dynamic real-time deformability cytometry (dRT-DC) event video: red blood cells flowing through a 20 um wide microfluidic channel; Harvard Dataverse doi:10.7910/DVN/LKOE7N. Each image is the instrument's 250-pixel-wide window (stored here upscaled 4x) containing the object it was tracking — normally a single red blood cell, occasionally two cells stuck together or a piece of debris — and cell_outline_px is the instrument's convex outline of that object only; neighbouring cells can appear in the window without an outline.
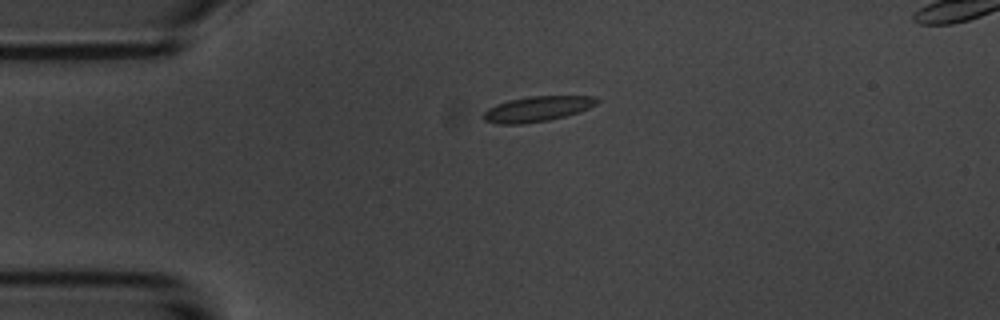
{"species": "common noctule bat (a hibernating species)", "species_latin": "Nyctalus noctula", "temperature_condition": "room temperature", "stored_images_in_passage": 5, "camera_frame_rate_fps": 3000, "um_per_image_px": 0.085, "animal": {"sex": "male", "body_mass_g": 20.1, "forearm_length_mm": 53.5}, "frame": {"image": 1, "passage_image": 4, "time_ms": 3.667, "image_size_px": [1000, 320], "cell_outline_px": [[600, 100], [596, 104], [580, 112], [548, 120], [524, 124], [500, 124], [484, 120], [480, 116], [488, 108], [496, 104], [508, 100], [528, 96], [596, 96]], "centroid_in_image_um": [45.65, 9.25], "position_along_channel_um": 39.4, "area_um2": 16.82}}